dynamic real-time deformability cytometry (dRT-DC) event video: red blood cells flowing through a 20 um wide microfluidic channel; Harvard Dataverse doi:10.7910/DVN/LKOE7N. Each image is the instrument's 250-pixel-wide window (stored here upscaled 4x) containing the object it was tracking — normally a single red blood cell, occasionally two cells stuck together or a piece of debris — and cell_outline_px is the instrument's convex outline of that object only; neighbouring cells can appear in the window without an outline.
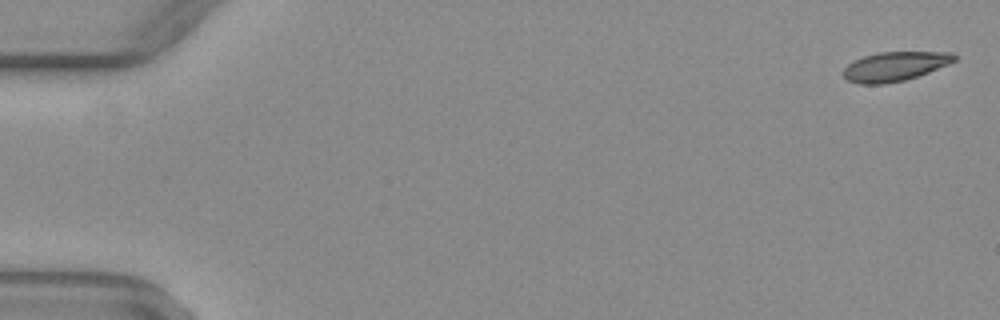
{"species": "common noctule bat (a hibernating species)", "species_latin": "Nyctalus noctula", "temperature_condition": "warm", "stored_images_in_passage": 52, "camera_frame_rate_fps": 3000, "um_per_image_px": 0.085, "animal": {"sex": "female", "body_mass_g": 29.2, "forearm_length_mm": 56.3}, "frame": {"image": 1, "passage_image": 1, "time_ms": 0.0, "image_size_px": [1000, 320], "cell_outline_px": [[956, 60], [948, 64], [928, 72], [904, 80], [884, 84], [860, 84], [848, 80], [840, 72], [848, 64], [864, 56], [876, 52], [952, 52], [956, 56]], "centroid_in_image_um": [76.04, 5.64], "position_along_channel_um": 9.0, "area_um2": 18.84}}
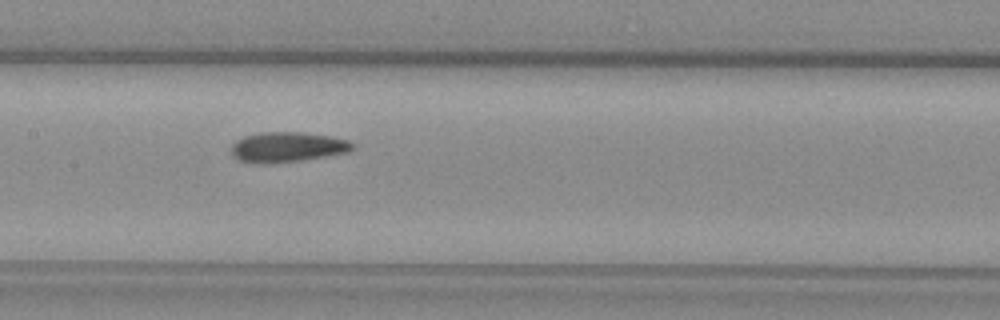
{"frame": {"image": 2, "passage_image": 26, "time_ms": 8.333, "image_size_px": [1000, 320], "cell_outline_px": [[356, 144], [348, 152], [300, 160], [264, 164], [260, 164], [240, 160], [232, 156], [232, 144], [236, 140], [244, 136], [260, 132], [300, 132], [332, 136], [348, 140]], "centroid_in_image_um": [24.42, 12.49], "position_along_channel_um": 183.0, "area_um2": 21.21}}
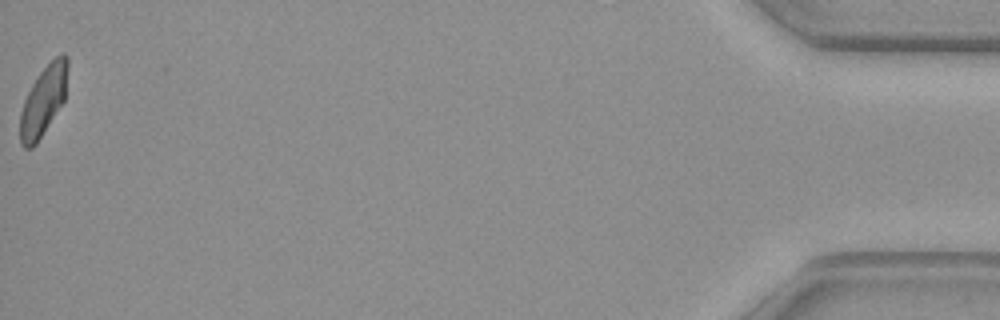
{"frame": {"image": 3, "passage_image": 52, "time_ms": 17.0, "image_size_px": [1000, 320], "cell_outline_px": [[68, 64], [64, 100], [36, 144], [32, 148], [24, 148], [20, 144], [20, 112], [24, 100], [32, 84], [40, 72], [60, 52], [64, 52], [68, 56]], "centroid_in_image_um": [3.68, 8.55], "position_along_channel_um": 431.5, "area_um2": 19.13}, "authors_computed_cell_mechanics": {"area_um2": 20.4034, "velocity_mm_per_s": 4.0272, "shape_relaxation_time_tau1_ms": null, "shape_relaxation_time_tau2_ms": 3.1201, "deformation_change_tau1": null, "deformation_change_tau2": 0.0791}}